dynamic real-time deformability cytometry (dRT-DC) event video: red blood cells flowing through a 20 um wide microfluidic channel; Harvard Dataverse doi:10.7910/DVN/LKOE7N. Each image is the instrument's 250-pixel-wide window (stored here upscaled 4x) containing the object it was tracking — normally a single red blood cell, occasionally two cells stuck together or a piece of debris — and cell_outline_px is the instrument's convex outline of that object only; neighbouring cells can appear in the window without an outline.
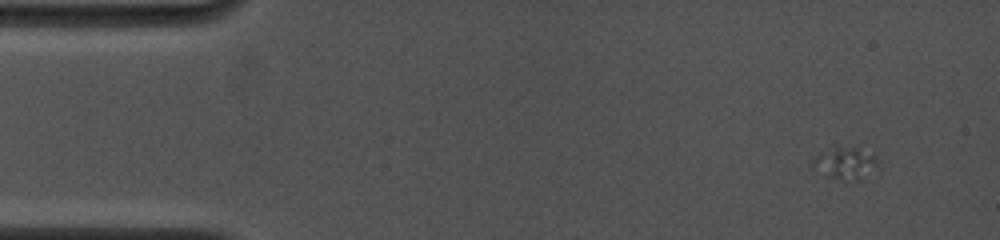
{"species": "common noctule bat (a hibernating species)", "species_latin": "Nyctalus noctula", "temperature_condition": "cold", "stored_images_in_passage": 12, "camera_frame_rate_fps": 4500, "um_per_image_px": 0.085, "animal": {"sex": "female", "body_mass_g": 19.0, "forearm_length_mm": 53.3}, "frame": {"image": 1, "passage_image": 4, "time_ms": 1.333, "image_size_px": [1000, 240], "cell_outline_px": [[876, 164], [864, 180], [856, 180], [832, 176], [808, 168], [808, 164], [816, 156], [836, 144], [856, 148], [876, 156]], "centroid_in_image_um": [71.76, 13.83], "position_along_channel_um": 13.2, "area_um2": 12.02}}